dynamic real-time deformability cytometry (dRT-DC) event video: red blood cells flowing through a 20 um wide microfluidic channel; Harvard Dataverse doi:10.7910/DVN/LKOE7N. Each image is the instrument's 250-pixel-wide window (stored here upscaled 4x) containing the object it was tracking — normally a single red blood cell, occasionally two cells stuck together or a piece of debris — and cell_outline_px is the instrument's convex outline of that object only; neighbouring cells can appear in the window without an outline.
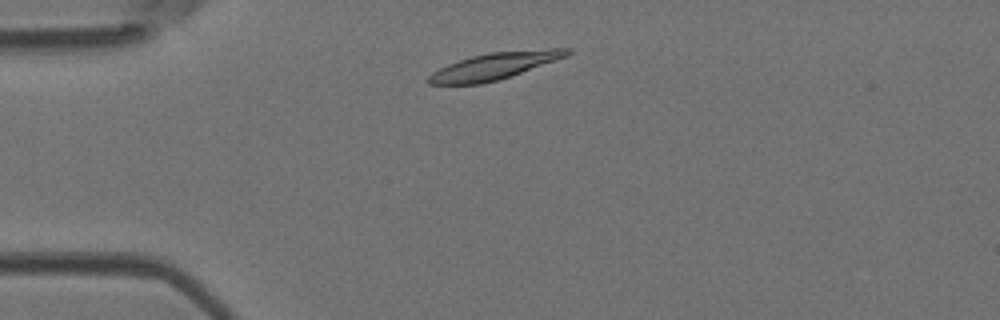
{"species": "Egyptian fruit bat (a non-hibernating species)", "species_latin": "Rousettus aegyptiacus", "temperature_condition": "room temperature", "stored_images_in_passage": 5, "camera_frame_rate_fps": 3000, "um_per_image_px": 0.085, "animal": {"sex": "female"}, "frame": {"image": 1, "passage_image": 1, "time_ms": 0.0, "image_size_px": [1000, 320], "cell_outline_px": [[572, 52], [568, 56], [512, 76], [500, 80], [480, 84], [428, 84], [428, 76], [432, 72], [448, 64], [472, 56], [488, 52], [548, 48], [572, 48]], "centroid_in_image_um": [42.09, 5.6], "position_along_channel_um": 42.9, "area_um2": 21.79}}
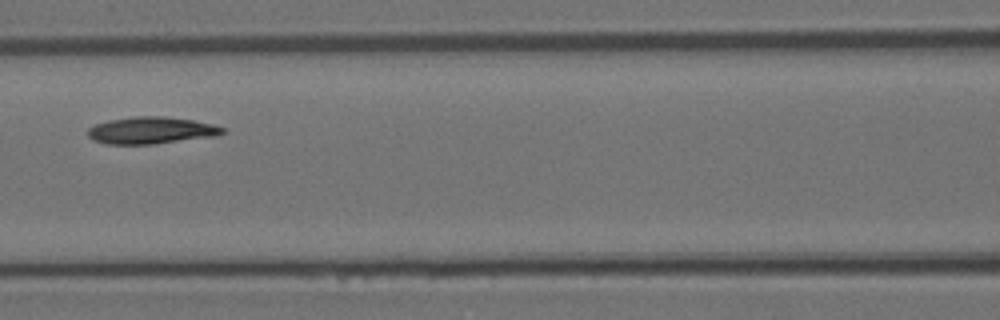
{"frame": {"image": 2, "passage_image": 4, "time_ms": 1.0, "image_size_px": [1000, 320], "cell_outline_px": [[224, 132], [220, 136], [152, 144], [108, 144], [96, 140], [88, 136], [88, 128], [96, 124], [108, 120], [136, 116], [164, 116], [192, 120], [212, 124], [224, 128]], "centroid_in_image_um": [12.89, 11.08], "position_along_channel_um": 153.7, "area_um2": 21.1}}
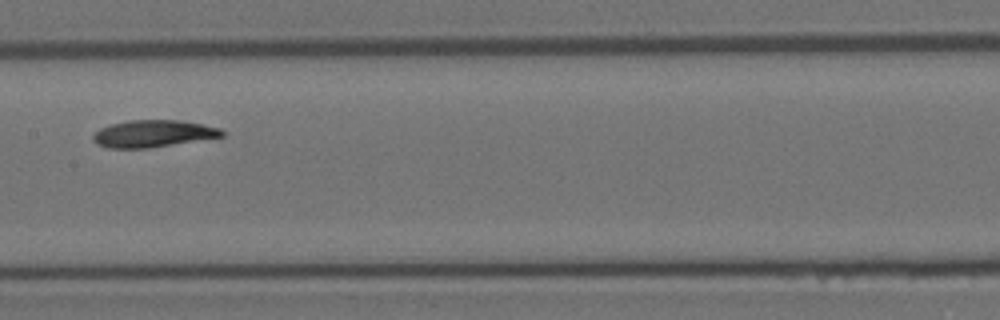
{"frame": {"image": 3, "passage_image": 5, "time_ms": 1.333, "image_size_px": [1000, 320], "cell_outline_px": [[224, 136], [148, 148], [108, 148], [96, 144], [92, 140], [92, 136], [100, 128], [112, 124], [128, 120], [180, 120], [204, 124], [220, 128], [224, 132]], "centroid_in_image_um": [13.0, 11.35], "position_along_channel_um": 194.4, "area_um2": 20.29}}